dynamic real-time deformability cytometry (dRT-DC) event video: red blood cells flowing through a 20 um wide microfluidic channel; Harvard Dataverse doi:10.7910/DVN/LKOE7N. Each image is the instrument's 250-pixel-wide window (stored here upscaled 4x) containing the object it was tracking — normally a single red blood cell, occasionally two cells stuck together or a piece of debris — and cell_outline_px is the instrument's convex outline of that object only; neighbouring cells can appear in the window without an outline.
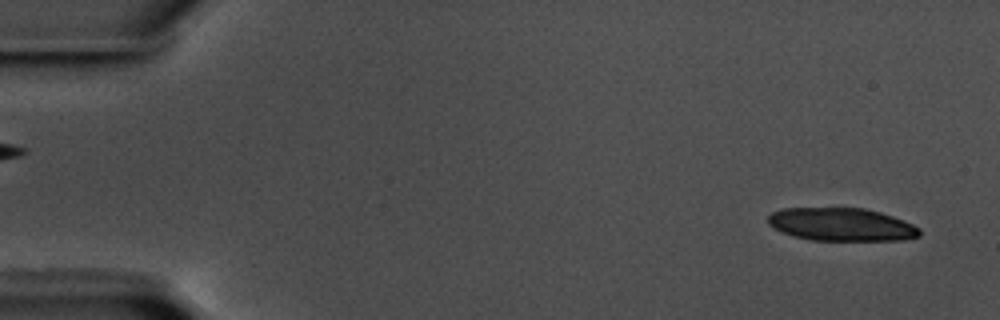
{"species": "common noctule bat (a hibernating species)", "species_latin": "Nyctalus noctula", "temperature_condition": "warm", "stored_images_in_passage": 41, "camera_frame_rate_fps": 3000, "um_per_image_px": 0.085, "animal": {"sex": "male", "body_mass_g": 17.5, "forearm_length_mm": 52.3}, "frame": {"image": 1, "passage_image": 3, "time_ms": 0.667, "image_size_px": [1000, 320], "cell_outline_px": [[920, 236], [904, 240], [812, 240], [792, 236], [768, 224], [768, 216], [772, 212], [780, 208], [864, 208], [880, 212], [904, 220], [920, 228]], "centroid_in_image_um": [71.53, 19.08], "position_along_channel_um": 13.5, "area_um2": 29.13}}
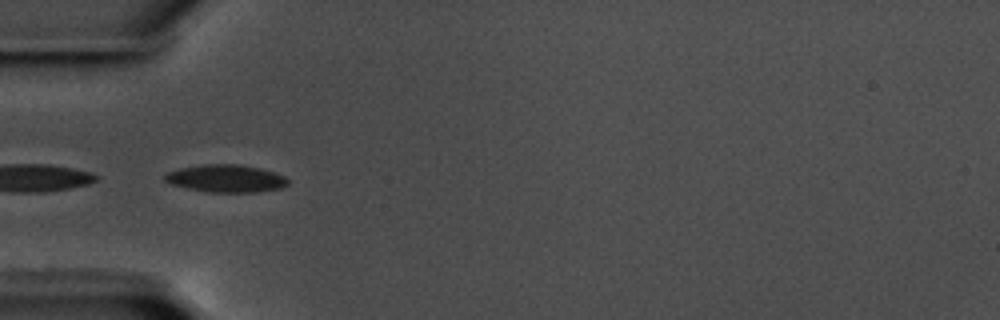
{"frame": {"image": 2, "passage_image": 19, "time_ms": 6.0, "image_size_px": [1000, 320], "cell_outline_px": [[288, 184], [280, 188], [256, 192], [208, 192], [188, 188], [172, 184], [164, 180], [164, 176], [168, 172], [180, 168], [204, 164], [240, 164], [260, 168], [276, 172], [284, 176], [288, 180]], "centroid_in_image_um": [19.23, 15.16], "position_along_channel_um": 65.8, "area_um2": 19.71}}
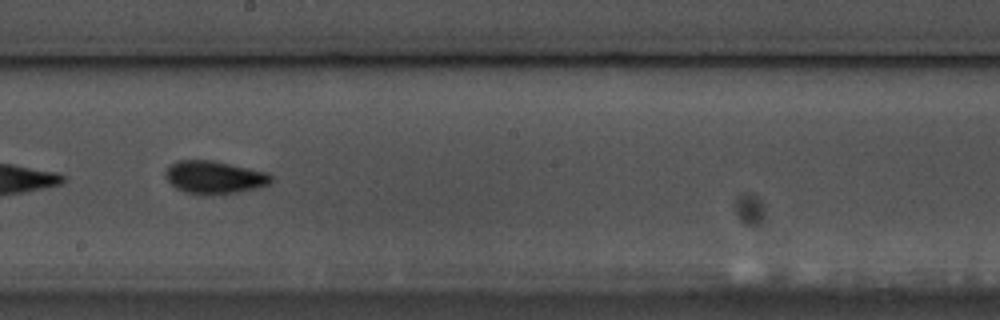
{"frame": {"image": 3, "passage_image": 33, "time_ms": 10.667, "image_size_px": [1000, 320], "cell_outline_px": [[272, 180], [268, 184], [256, 188], [236, 192], [212, 196], [200, 196], [184, 192], [176, 188], [164, 176], [164, 172], [168, 164], [180, 160], [212, 160], [268, 172], [272, 176]], "centroid_in_image_um": [18.17, 15.08], "position_along_channel_um": 230.0, "area_um2": 20.58}}